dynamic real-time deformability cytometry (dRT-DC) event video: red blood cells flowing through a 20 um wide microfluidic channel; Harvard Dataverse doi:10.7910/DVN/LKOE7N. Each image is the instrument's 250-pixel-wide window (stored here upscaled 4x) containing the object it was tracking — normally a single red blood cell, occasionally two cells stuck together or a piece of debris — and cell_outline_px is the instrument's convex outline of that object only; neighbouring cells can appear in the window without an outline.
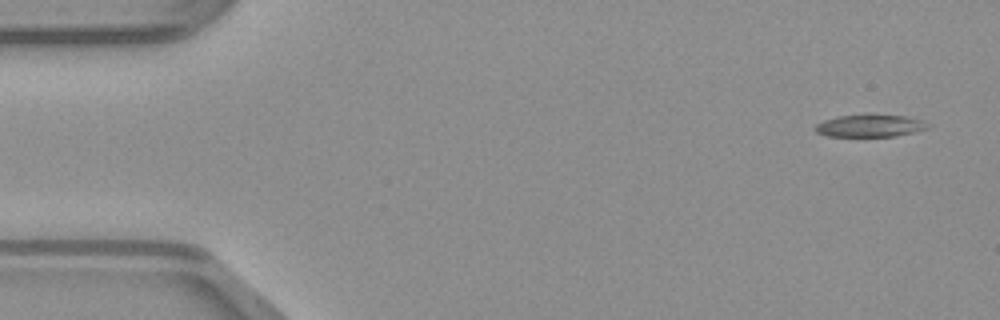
{"species": "common noctule bat (a hibernating species)", "species_latin": "Nyctalus noctula", "temperature_condition": "warm", "stored_images_in_passage": 47, "camera_frame_rate_fps": 3000, "um_per_image_px": 0.085, "animal": {"sex": "male", "body_mass_g": 23.1, "forearm_length_mm": 52.7}, "frame": {"image": 1, "passage_image": 1, "time_ms": 0.0, "image_size_px": [1000, 320], "cell_outline_px": [[932, 124], [928, 128], [896, 136], [828, 136], [816, 132], [812, 128], [816, 124], [824, 120], [836, 116], [864, 112], [868, 112], [904, 116], [924, 120]], "centroid_in_image_um": [73.94, 10.64], "position_along_channel_um": 11.1, "area_um2": 15.37}}
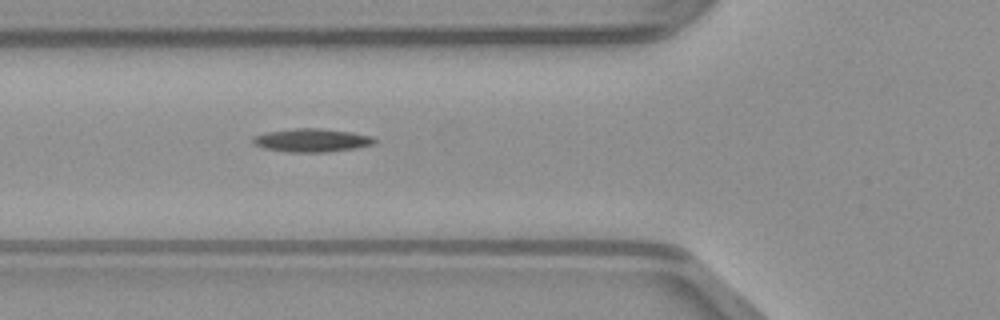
{"frame": {"image": 2, "passage_image": 16, "time_ms": 5.0, "image_size_px": [1000, 320], "cell_outline_px": [[376, 144], [328, 152], [288, 152], [264, 148], [256, 144], [252, 140], [252, 136], [264, 132], [292, 128], [320, 128], [352, 132], [372, 136], [376, 140]], "centroid_in_image_um": [26.49, 11.91], "position_along_channel_um": 99.3, "area_um2": 16.59}}
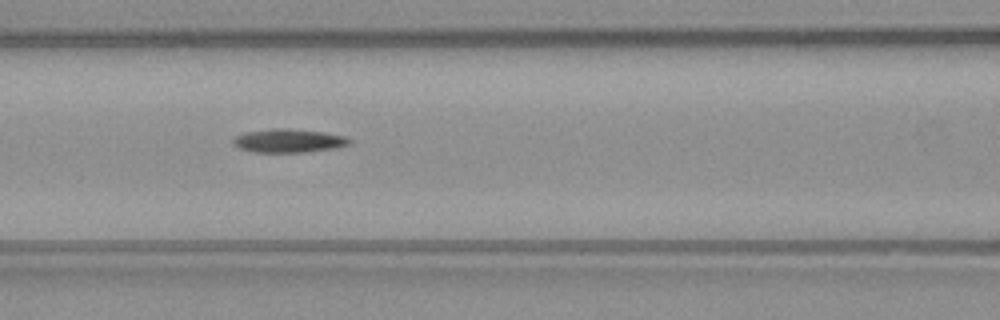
{"frame": {"image": 3, "passage_image": 19, "time_ms": 6.0, "image_size_px": [1000, 320], "cell_outline_px": [[352, 144], [336, 148], [304, 152], [252, 152], [240, 148], [232, 144], [232, 140], [236, 136], [244, 132], [272, 128], [288, 128], [324, 132], [344, 136], [352, 140]], "centroid_in_image_um": [24.54, 11.96], "position_along_channel_um": 142.1, "area_um2": 16.13}}